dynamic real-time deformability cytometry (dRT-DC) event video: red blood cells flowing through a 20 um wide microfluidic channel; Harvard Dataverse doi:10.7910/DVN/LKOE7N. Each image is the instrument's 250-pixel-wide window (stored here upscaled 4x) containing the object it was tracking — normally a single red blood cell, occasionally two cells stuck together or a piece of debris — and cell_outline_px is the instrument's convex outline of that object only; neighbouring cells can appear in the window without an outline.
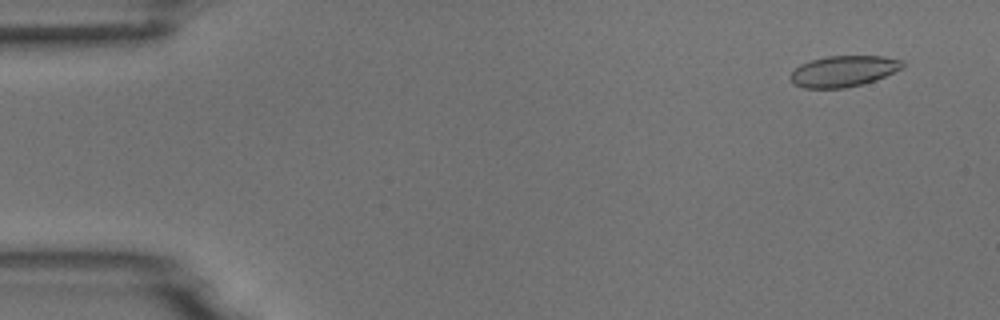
{"species": "common noctule bat (a hibernating species)", "species_latin": "Nyctalus noctula", "temperature_condition": "room temperature", "stored_images_in_passage": 54, "camera_frame_rate_fps": 3000, "um_per_image_px": 0.085, "animal": {"sex": "male", "body_mass_g": 18.8}, "frame": {"image": 1, "passage_image": 4, "time_ms": 1.0, "image_size_px": [1000, 320], "cell_outline_px": [[904, 68], [876, 80], [864, 84], [844, 88], [804, 88], [792, 84], [788, 76], [800, 64], [812, 60], [828, 56], [884, 56], [904, 60]], "centroid_in_image_um": [71.71, 6.05], "position_along_channel_um": 13.3, "area_um2": 20.52}}
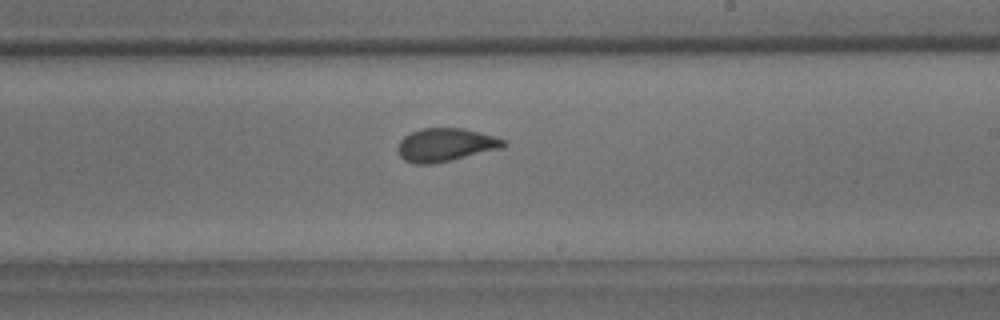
{"frame": {"image": 2, "passage_image": 32, "time_ms": 10.333, "image_size_px": [1000, 320], "cell_outline_px": [[508, 144], [504, 148], [452, 160], [432, 164], [412, 164], [404, 160], [400, 156], [396, 148], [400, 140], [404, 136], [412, 132], [424, 128], [464, 128], [480, 132], [508, 140]], "centroid_in_image_um": [37.9, 12.32], "position_along_channel_um": 251.1, "area_um2": 20.81}}
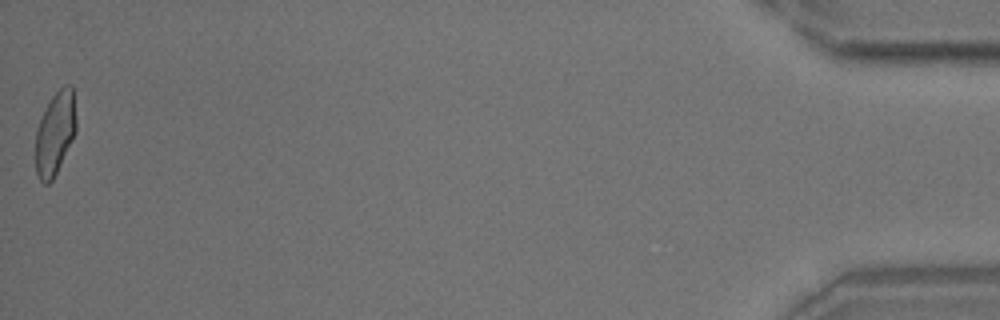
{"frame": {"image": 3, "passage_image": 54, "time_ms": 17.667, "image_size_px": [1000, 320], "cell_outline_px": [[76, 132], [52, 180], [48, 184], [44, 184], [40, 180], [36, 172], [36, 128], [52, 96], [64, 84], [72, 84], [76, 120]], "centroid_in_image_um": [4.69, 11.31], "position_along_channel_um": 430.5, "area_um2": 19.42}, "authors_computed_cell_mechanics": {"area_um2": 20.3745, "velocity_mm_per_s": 3.7544, "shape_relaxation_time_tau1_ms": 5.3195, "shape_relaxation_time_tau2_ms": 1.0048, "deformation_change_tau1": 0.1461, "deformation_change_tau2": 0.0589}}